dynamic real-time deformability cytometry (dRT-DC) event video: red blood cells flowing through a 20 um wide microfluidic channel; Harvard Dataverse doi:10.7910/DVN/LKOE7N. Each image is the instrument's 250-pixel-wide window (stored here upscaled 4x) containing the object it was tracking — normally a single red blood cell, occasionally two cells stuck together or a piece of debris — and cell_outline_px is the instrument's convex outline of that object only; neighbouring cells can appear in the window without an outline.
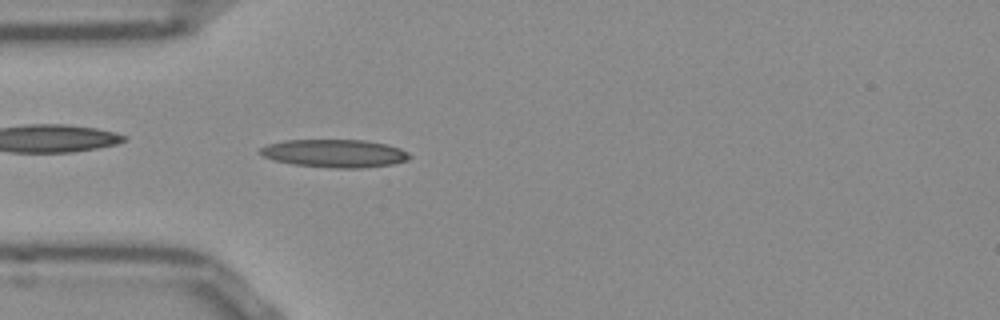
{"species": "Egyptian fruit bat (a non-hibernating species)", "species_latin": "Rousettus aegyptiacus", "temperature_condition": "room temperature", "stored_images_in_passage": 51, "camera_frame_rate_fps": 3000, "um_per_image_px": 0.085, "frame": {"image": 1, "passage_image": 14, "time_ms": 4.333, "image_size_px": [1000, 320], "cell_outline_px": [[412, 156], [408, 160], [392, 164], [360, 168], [328, 168], [292, 164], [272, 160], [264, 156], [260, 152], [260, 148], [268, 144], [284, 140], [364, 140], [388, 144], [400, 148], [408, 152]], "centroid_in_image_um": [28.46, 13.04], "position_along_channel_um": 56.5, "area_um2": 24.51}}
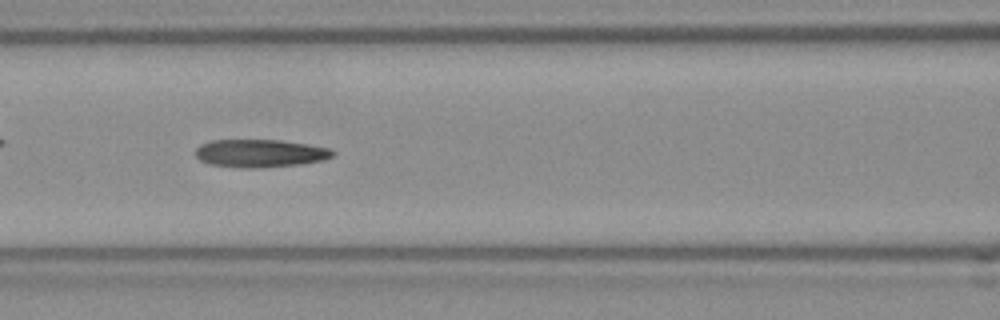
{"frame": {"image": 2, "passage_image": 21, "time_ms": 6.667, "image_size_px": [1000, 320], "cell_outline_px": [[336, 152], [332, 156], [324, 160], [300, 164], [256, 168], [240, 168], [208, 164], [200, 160], [196, 156], [196, 148], [200, 144], [212, 140], [280, 140], [308, 144], [328, 148]], "centroid_in_image_um": [22.09, 13.03], "position_along_channel_um": 144.5, "area_um2": 22.37}}
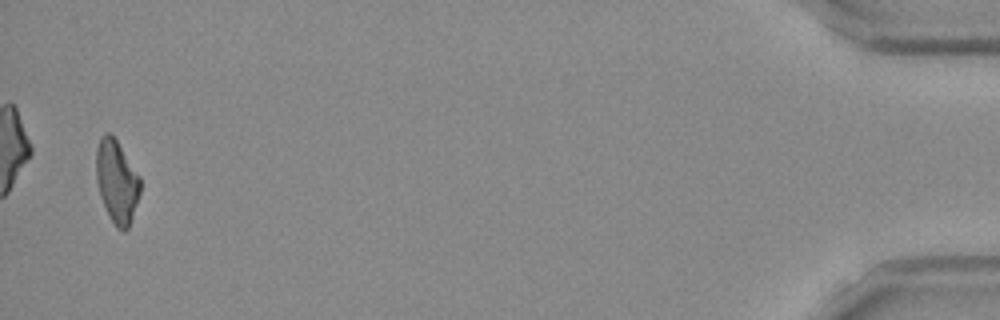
{"frame": {"image": 3, "passage_image": 50, "time_ms": 16.333, "image_size_px": [1000, 320], "cell_outline_px": [[140, 192], [128, 228], [124, 232], [116, 228], [100, 196], [96, 180], [96, 148], [100, 136], [104, 132], [108, 132], [116, 140], [140, 176]], "centroid_in_image_um": [9.91, 15.4], "position_along_channel_um": 425.3, "area_um2": 21.04}, "authors_computed_cell_mechanics": {"area_um2": 21.964, "velocity_mm_per_s": 3.8636, "shape_relaxation_time_tau1_ms": null, "shape_relaxation_time_tau2_ms": 3.2052, "deformation_change_tau1": null, "deformation_change_tau2": 0.1456}}